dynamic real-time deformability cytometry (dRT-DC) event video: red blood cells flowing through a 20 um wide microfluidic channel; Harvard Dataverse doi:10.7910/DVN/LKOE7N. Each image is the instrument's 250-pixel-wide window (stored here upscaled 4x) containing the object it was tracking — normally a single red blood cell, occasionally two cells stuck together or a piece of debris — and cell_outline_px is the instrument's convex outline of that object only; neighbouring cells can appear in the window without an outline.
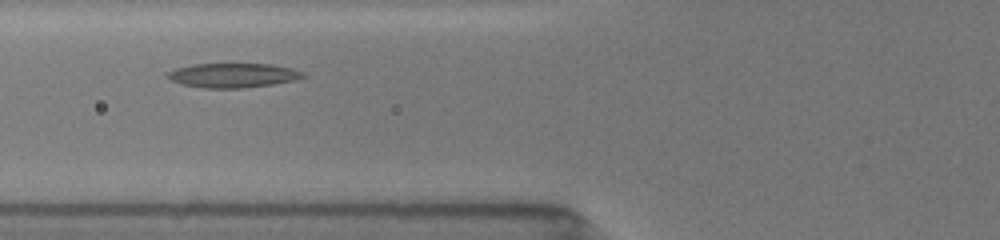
{"species": "common noctule bat (a hibernating species)", "species_latin": "Nyctalus noctula", "temperature_condition": "room temperature", "stored_images_in_passage": 39, "camera_frame_rate_fps": 3000, "um_per_image_px": 0.085, "animal": {"sex": "female", "body_mass_g": 19.5, "forearm_length_mm": 54.1}, "frame": {"image": 1, "passage_image": 7, "time_ms": 2.0, "image_size_px": [1000, 240], "cell_outline_px": [[308, 76], [296, 80], [272, 84], [240, 88], [204, 88], [180, 84], [164, 76], [168, 72], [176, 68], [192, 64], [268, 64], [292, 68], [304, 72]], "centroid_in_image_um": [19.81, 6.4], "position_along_channel_um": 106.0, "area_um2": 19.31}}
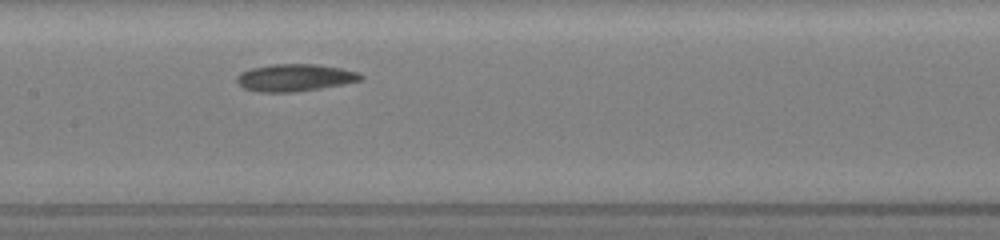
{"frame": {"image": 2, "passage_image": 13, "time_ms": 4.0, "image_size_px": [1000, 240], "cell_outline_px": [[364, 80], [344, 84], [320, 88], [292, 92], [260, 92], [244, 88], [236, 80], [236, 76], [240, 72], [252, 68], [272, 64], [316, 64], [340, 68], [360, 72], [364, 76]], "centroid_in_image_um": [25.1, 6.59], "position_along_channel_um": 182.3, "area_um2": 19.71}}
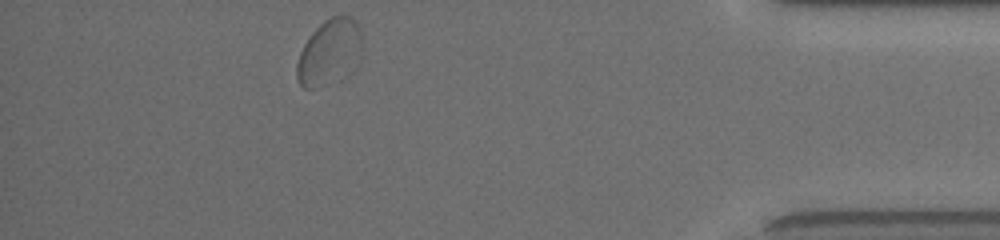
{"frame": {"image": 3, "passage_image": 34, "time_ms": 11.0, "image_size_px": [1000, 240], "cell_outline_px": [[360, 40], [316, 88], [304, 88], [300, 84], [296, 76], [296, 64], [300, 52], [304, 44], [312, 32], [324, 20], [332, 16], [344, 12], [352, 16], [356, 24], [360, 36]], "centroid_in_image_um": [27.72, 4.18], "position_along_channel_um": 407.5, "area_um2": 20.75}, "authors_computed_cell_mechanics": {"area_um2": 19.5364, "velocity_mm_per_s": 3.8057, "shape_relaxation_time_tau1_ms": 5.6233, "shape_relaxation_time_tau2_ms": 2.9671, "deformation_change_tau1": 0.1123, "deformation_change_tau2": 0.0729}}